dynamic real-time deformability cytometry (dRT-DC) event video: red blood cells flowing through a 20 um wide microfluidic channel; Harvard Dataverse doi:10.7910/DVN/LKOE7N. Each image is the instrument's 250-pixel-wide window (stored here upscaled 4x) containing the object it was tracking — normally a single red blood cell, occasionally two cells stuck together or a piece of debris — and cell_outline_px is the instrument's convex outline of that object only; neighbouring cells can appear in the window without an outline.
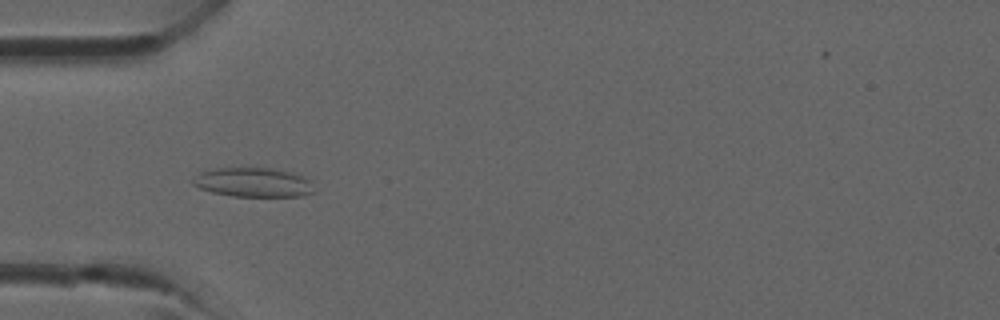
{"species": "common noctule bat (a hibernating species)", "species_latin": "Nyctalus noctula", "temperature_condition": "room temperature", "stored_images_in_passage": 26, "camera_frame_rate_fps": 3000, "um_per_image_px": 0.085, "animal": {"sex": "male", "forearm_length_mm": 52.5}, "frame": {"image": 1, "passage_image": 3, "time_ms": 0.667, "image_size_px": [1000, 320], "cell_outline_px": [[312, 192], [300, 196], [232, 196], [212, 192], [200, 188], [192, 184], [192, 180], [200, 172], [216, 168], [268, 168], [288, 172], [304, 176], [308, 180]], "centroid_in_image_um": [21.45, 15.5], "position_along_channel_um": 63.5, "area_um2": 20.23}}
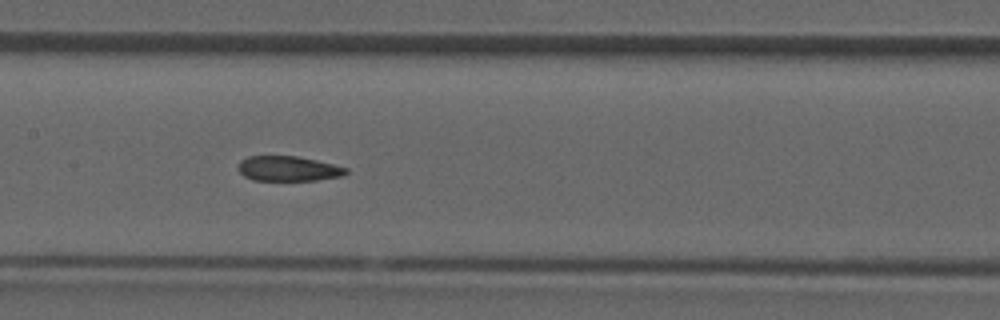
{"frame": {"image": 2, "passage_image": 10, "time_ms": 3.0, "image_size_px": [1000, 320], "cell_outline_px": [[348, 172], [344, 176], [316, 180], [252, 180], [244, 176], [236, 168], [240, 160], [248, 156], [296, 156], [316, 160], [348, 168]], "centroid_in_image_um": [24.48, 14.33], "position_along_channel_um": 182.9, "area_um2": 15.78}}
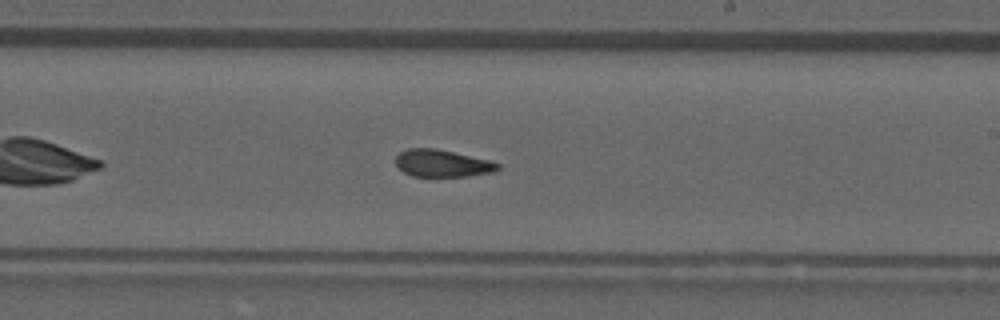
{"frame": {"image": 3, "passage_image": 14, "time_ms": 4.333, "image_size_px": [1000, 320], "cell_outline_px": [[500, 168], [492, 172], [464, 176], [412, 176], [404, 172], [396, 164], [396, 156], [400, 152], [408, 148], [436, 148], [488, 160], [500, 164]], "centroid_in_image_um": [37.56, 13.87], "position_along_channel_um": 251.4, "area_um2": 15.95}}